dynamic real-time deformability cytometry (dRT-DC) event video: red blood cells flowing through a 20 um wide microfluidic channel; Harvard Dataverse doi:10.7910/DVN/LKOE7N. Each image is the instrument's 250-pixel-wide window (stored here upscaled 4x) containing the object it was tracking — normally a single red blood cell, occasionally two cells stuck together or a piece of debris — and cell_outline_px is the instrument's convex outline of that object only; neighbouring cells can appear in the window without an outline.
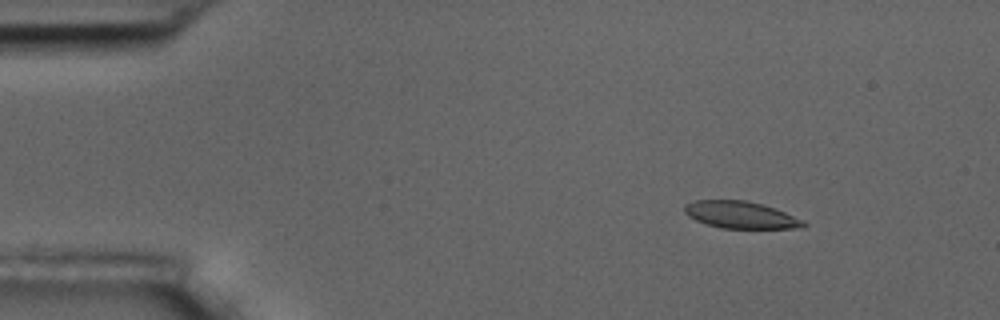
{"species": "common noctule bat (a hibernating species)", "species_latin": "Nyctalus noctula", "temperature_condition": "room temperature", "stored_images_in_passage": 8, "camera_frame_rate_fps": 3000, "um_per_image_px": 0.085, "animal": {"sex": "male", "body_mass_g": 17.5, "forearm_length_mm": 52.3}, "frame": {"image": 1, "passage_image": 2, "time_ms": 2.0, "image_size_px": [1000, 320], "cell_outline_px": [[808, 224], [800, 228], [720, 228], [696, 220], [688, 216], [684, 212], [684, 204], [696, 200], [744, 200], [776, 208], [804, 220]], "centroid_in_image_um": [62.96, 18.26], "position_along_channel_um": 22.0, "area_um2": 18.73}}
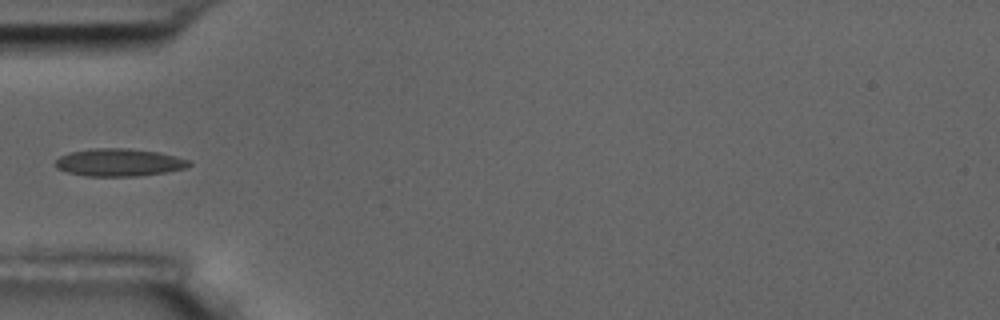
{"frame": {"image": 2, "passage_image": 5, "time_ms": 5.667, "image_size_px": [1000, 320], "cell_outline_px": [[192, 164], [184, 168], [164, 172], [136, 176], [84, 176], [68, 172], [56, 168], [52, 164], [60, 156], [68, 152], [92, 148], [128, 148], [160, 152], [176, 156], [188, 160]], "centroid_in_image_um": [10.06, 13.8], "position_along_channel_um": 74.9, "area_um2": 21.62}}
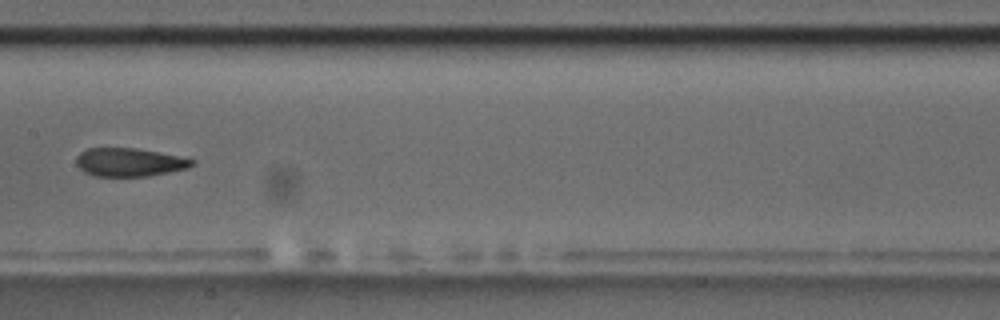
{"frame": {"image": 3, "passage_image": 8, "time_ms": 9.0, "image_size_px": [1000, 320], "cell_outline_px": [[196, 164], [188, 168], [148, 176], [92, 176], [84, 172], [76, 164], [76, 156], [80, 152], [88, 148], [136, 148], [196, 160]], "centroid_in_image_um": [10.97, 13.79], "position_along_channel_um": 196.4, "area_um2": 19.07}}